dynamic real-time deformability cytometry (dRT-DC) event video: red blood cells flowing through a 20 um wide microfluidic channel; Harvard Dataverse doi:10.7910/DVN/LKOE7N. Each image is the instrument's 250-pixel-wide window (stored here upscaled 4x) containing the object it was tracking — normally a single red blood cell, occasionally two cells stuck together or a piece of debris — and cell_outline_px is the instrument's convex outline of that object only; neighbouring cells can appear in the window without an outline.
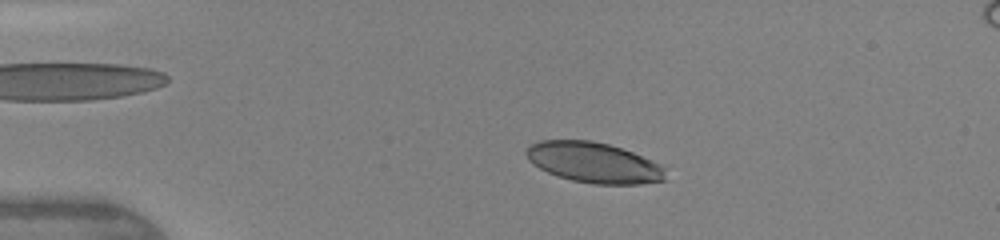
{"species": "human", "species_latin": "Homo sapiens", "temperature_condition": "warm", "stored_images_in_passage": 46, "camera_frame_rate_fps": 3000, "um_per_image_px": 0.085, "donor": {"sex": "female"}, "frame": {"image": 1, "passage_image": 10, "time_ms": 3.0, "image_size_px": [1000, 240], "cell_outline_px": [[668, 180], [640, 184], [592, 184], [572, 180], [548, 172], [532, 164], [528, 160], [524, 152], [528, 144], [540, 140], [592, 140], [608, 144], [632, 152], [660, 164], [664, 168]], "centroid_in_image_um": [50.45, 13.81], "position_along_channel_um": 34.5, "area_um2": 33.0}}
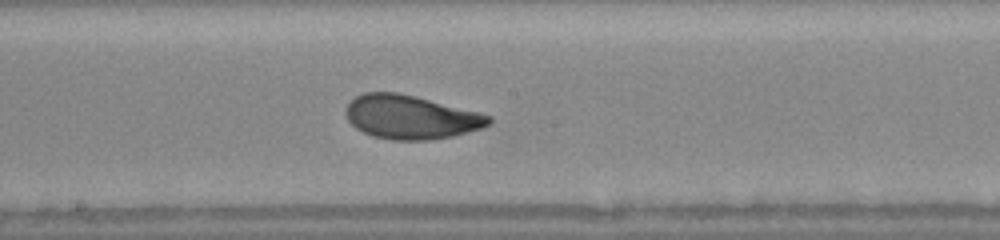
{"frame": {"image": 2, "passage_image": 26, "time_ms": 8.333, "image_size_px": [1000, 240], "cell_outline_px": [[492, 120], [488, 124], [480, 128], [452, 136], [428, 140], [392, 140], [372, 136], [356, 128], [348, 120], [348, 104], [356, 96], [364, 92], [396, 92], [416, 96], [480, 112], [492, 116]], "centroid_in_image_um": [34.93, 9.95], "position_along_channel_um": 213.3, "area_um2": 36.18}}
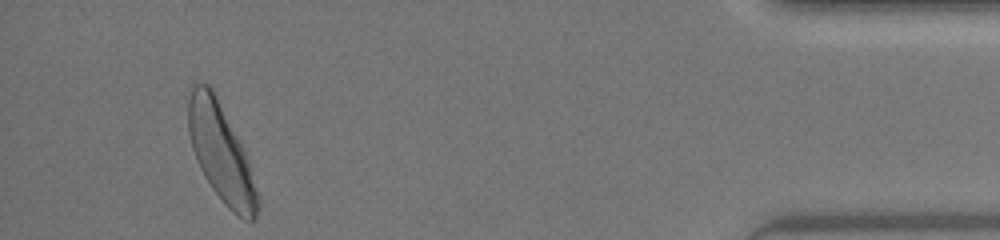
{"frame": {"image": 3, "passage_image": 44, "time_ms": 14.333, "image_size_px": [1000, 240], "cell_outline_px": [[260, 204], [256, 220], [244, 220], [236, 216], [228, 208], [212, 188], [204, 176], [196, 160], [192, 148], [188, 132], [188, 88], [192, 84], [208, 84], [212, 88], [244, 148], [248, 160], [260, 200]], "centroid_in_image_um": [18.79, 13.01], "position_along_channel_um": 416.4, "area_um2": 39.65}, "authors_computed_cell_mechanics": {"area_um2": 36.0672, "velocity_mm_per_s": 4.3528, "shape_relaxation_time_tau1_ms": 2.3219, "shape_relaxation_time_tau2_ms": 0.7709, "deformation_change_tau1": 0.1419, "deformation_change_tau2": 0.0592}}